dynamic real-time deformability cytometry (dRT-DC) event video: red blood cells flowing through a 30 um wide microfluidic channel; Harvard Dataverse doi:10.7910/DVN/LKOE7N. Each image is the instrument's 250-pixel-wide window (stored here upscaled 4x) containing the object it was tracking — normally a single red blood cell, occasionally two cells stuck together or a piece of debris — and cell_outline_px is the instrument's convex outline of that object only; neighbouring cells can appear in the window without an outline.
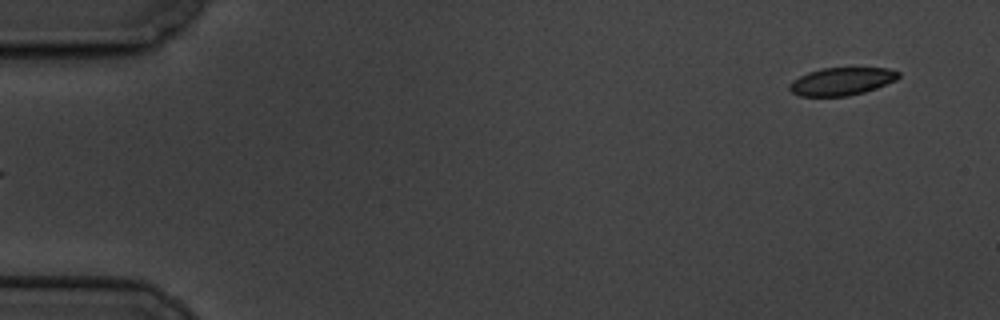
{"species": "common noctule bat (a hibernating species)", "species_latin": "Nyctalus noctula", "temperature_condition": "cold", "stored_images_in_passage": 7, "segment_of_instrument_passage": [2, 2], "camera_frame_rate_fps": 3000, "um_per_image_px": 0.085, "animal": {"sex": "male", "body_mass_g": 19.5, "forearm_length_mm": 54.6}, "frame": {"image": 1, "passage_image": 7, "time_ms": 7.0, "image_size_px": [1000, 320], "cell_outline_px": [[900, 76], [896, 80], [876, 88], [864, 92], [848, 96], [800, 96], [792, 92], [788, 88], [788, 84], [792, 80], [808, 72], [820, 68], [888, 68], [900, 72]], "centroid_in_image_um": [71.53, 6.91], "position_along_channel_um": 13.5, "area_um2": 17.69}}